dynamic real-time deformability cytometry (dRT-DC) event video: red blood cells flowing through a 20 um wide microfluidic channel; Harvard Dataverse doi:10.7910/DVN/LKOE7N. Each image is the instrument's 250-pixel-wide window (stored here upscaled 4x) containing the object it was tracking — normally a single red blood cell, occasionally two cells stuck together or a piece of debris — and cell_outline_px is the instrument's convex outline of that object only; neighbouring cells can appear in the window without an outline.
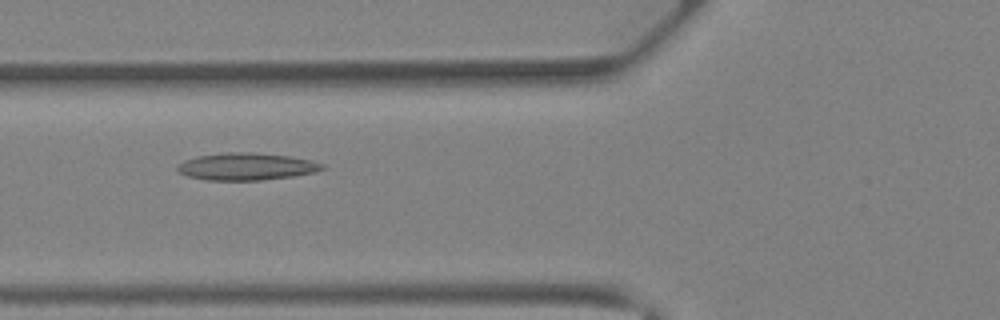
{"species": "Egyptian fruit bat (a non-hibernating species)", "species_latin": "Rousettus aegyptiacus", "temperature_condition": "warm", "stored_images_in_passage": 38, "camera_frame_rate_fps": 3000, "um_per_image_px": 0.085, "animal": {"sex": "female"}, "frame": {"image": 1, "passage_image": 13, "time_ms": 4.0, "image_size_px": [1000, 320], "cell_outline_px": [[324, 168], [316, 172], [292, 176], [260, 180], [204, 180], [188, 176], [180, 172], [176, 168], [184, 160], [196, 156], [224, 152], [252, 152], [288, 156], [312, 160], [324, 164]], "centroid_in_image_um": [20.94, 14.15], "position_along_channel_um": 104.9, "area_um2": 22.95}}
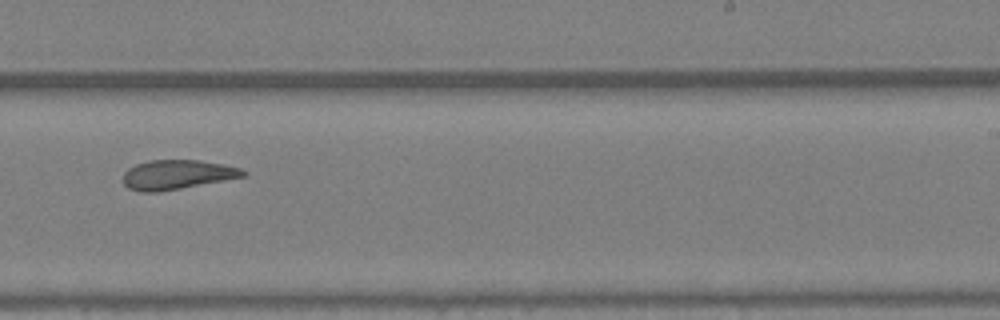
{"frame": {"image": 2, "passage_image": 23, "time_ms": 7.333, "image_size_px": [1000, 320], "cell_outline_px": [[248, 172], [244, 176], [160, 192], [140, 192], [128, 188], [124, 184], [124, 172], [128, 168], [136, 164], [148, 160], [200, 160], [240, 168]], "centroid_in_image_um": [15.0, 14.84], "position_along_channel_um": 274.0, "area_um2": 20.4}}
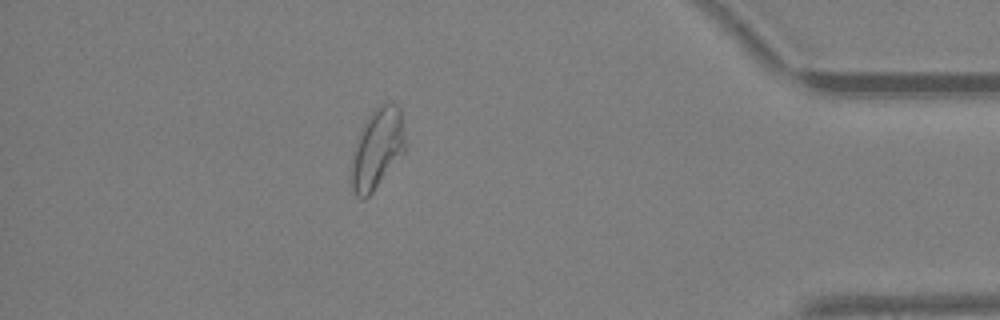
{"frame": {"image": 3, "passage_image": 33, "time_ms": 10.667, "image_size_px": [1000, 320], "cell_outline_px": [[404, 152], [372, 192], [364, 200], [360, 200], [352, 192], [352, 152], [356, 136], [364, 120], [380, 104], [396, 104], [400, 108], [404, 140]], "centroid_in_image_um": [32.01, 12.64], "position_along_channel_um": 403.2, "area_um2": 25.03}}